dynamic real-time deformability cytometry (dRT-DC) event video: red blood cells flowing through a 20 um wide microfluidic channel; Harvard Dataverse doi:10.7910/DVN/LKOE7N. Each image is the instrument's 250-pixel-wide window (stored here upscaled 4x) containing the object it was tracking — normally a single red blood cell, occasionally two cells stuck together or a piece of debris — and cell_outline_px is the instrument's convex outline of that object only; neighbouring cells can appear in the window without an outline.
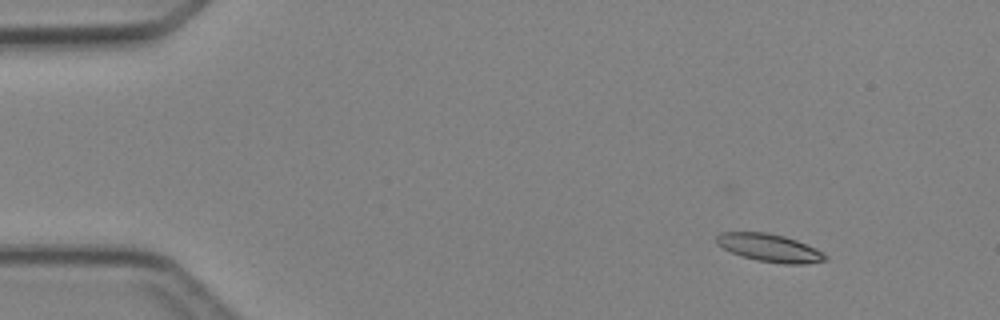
{"species": "Egyptian fruit bat (a non-hibernating species)", "species_latin": "Rousettus aegyptiacus", "temperature_condition": "cold", "stored_images_in_passage": 3, "camera_frame_rate_fps": 3000, "um_per_image_px": 0.085, "animal": {"sex": "female"}, "frame": {"image": 1, "passage_image": 1, "time_ms": 0.0, "image_size_px": [1000, 320], "cell_outline_px": [[828, 260], [804, 264], [784, 264], [756, 260], [732, 252], [716, 244], [716, 236], [720, 232], [768, 232], [784, 236], [796, 240], [816, 248], [828, 256]], "centroid_in_image_um": [65.43, 21.06], "position_along_channel_um": 19.6, "area_um2": 17.63}}